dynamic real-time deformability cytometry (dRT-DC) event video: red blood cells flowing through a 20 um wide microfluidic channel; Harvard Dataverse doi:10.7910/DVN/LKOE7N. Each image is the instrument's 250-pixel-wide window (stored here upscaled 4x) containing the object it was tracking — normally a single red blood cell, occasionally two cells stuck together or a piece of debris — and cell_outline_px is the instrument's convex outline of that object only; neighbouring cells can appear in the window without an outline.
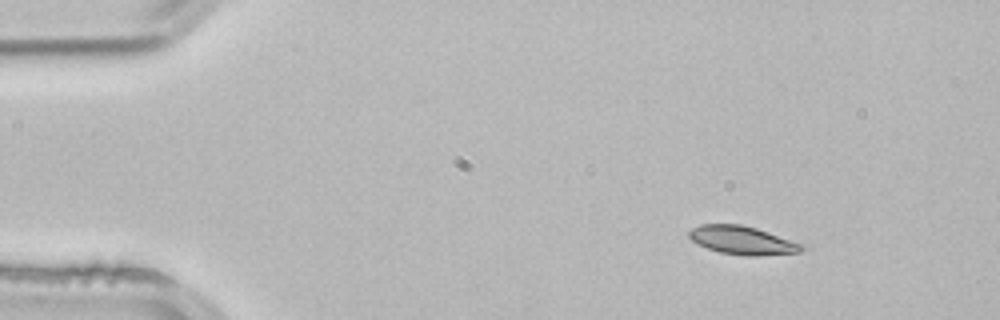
{"species": "common noctule bat (a hibernating species)", "species_latin": "Nyctalus noctula", "temperature_condition": "room temperature", "stored_images_in_passage": 2, "camera_frame_rate_fps": 3000, "um_per_image_px": 0.085, "animal": {"sex": "male", "body_mass_g": 21.5, "forearm_length_mm": 52.0}, "frame": {"image": 1, "passage_image": 1, "time_ms": 0.0, "image_size_px": [1000, 320], "cell_outline_px": [[804, 248], [800, 252], [756, 256], [748, 256], [720, 252], [708, 248], [692, 240], [688, 236], [688, 232], [692, 228], [700, 224], [740, 224], [756, 228], [768, 232], [800, 244]], "centroid_in_image_um": [63.05, 20.42], "position_along_channel_um": 21.9, "area_um2": 18.26}}
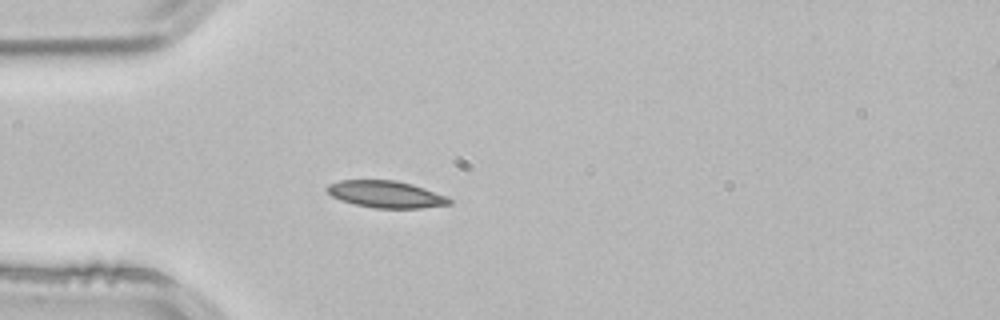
{"frame": {"image": 2, "passage_image": 2, "time_ms": 0.333, "image_size_px": [1000, 320], "cell_outline_px": [[452, 204], [420, 208], [372, 208], [340, 200], [332, 196], [324, 188], [328, 184], [340, 180], [396, 180], [412, 184], [448, 196], [452, 200]], "centroid_in_image_um": [32.81, 16.51], "position_along_channel_um": 52.2, "area_um2": 19.31}}